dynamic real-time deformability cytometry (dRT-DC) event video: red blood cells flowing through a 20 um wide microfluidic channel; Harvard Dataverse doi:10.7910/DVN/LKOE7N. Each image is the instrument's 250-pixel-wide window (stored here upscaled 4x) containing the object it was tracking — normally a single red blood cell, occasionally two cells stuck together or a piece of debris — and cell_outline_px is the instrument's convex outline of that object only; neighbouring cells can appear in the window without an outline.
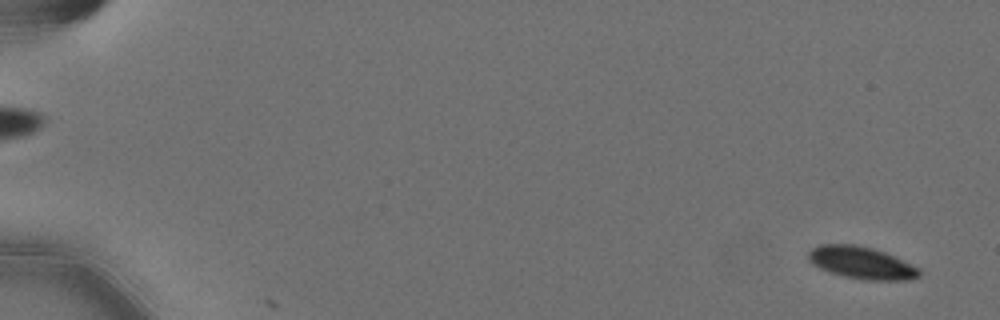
{"species": "Egyptian fruit bat (a non-hibernating species)", "species_latin": "Rousettus aegyptiacus", "temperature_condition": "cold", "stored_images_in_passage": 5, "camera_frame_rate_fps": 3000, "um_per_image_px": 0.085, "animal": {"sex": "female"}, "frame": {"image": 1, "passage_image": 3, "time_ms": 0.667, "image_size_px": [1000, 320], "cell_outline_px": [[920, 276], [908, 280], [864, 280], [844, 276], [828, 272], [812, 264], [808, 260], [808, 252], [812, 248], [820, 244], [852, 244], [872, 248], [884, 252], [920, 268]], "centroid_in_image_um": [73.2, 22.34], "position_along_channel_um": 11.8, "area_um2": 20.81}}